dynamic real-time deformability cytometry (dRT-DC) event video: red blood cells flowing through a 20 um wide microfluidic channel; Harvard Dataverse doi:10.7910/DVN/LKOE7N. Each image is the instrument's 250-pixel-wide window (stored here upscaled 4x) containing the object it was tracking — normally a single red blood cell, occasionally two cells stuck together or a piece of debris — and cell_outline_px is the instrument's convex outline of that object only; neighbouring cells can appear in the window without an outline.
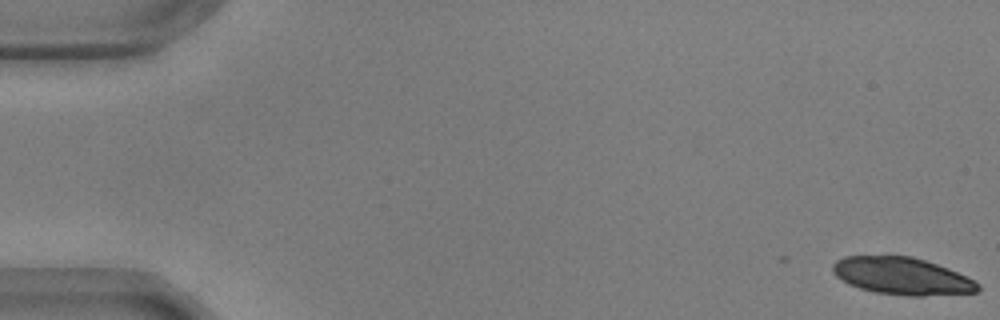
{"species": "common noctule bat (a hibernating species)", "species_latin": "Nyctalus noctula", "temperature_condition": "warm", "stored_images_in_passage": 45, "segment_of_instrument_passage": [1, 2], "camera_frame_rate_fps": 3000, "um_per_image_px": 0.085, "animal": {"sex": "male", "body_mass_g": 17.9, "forearm_length_mm": 54.2}, "frame": {"image": 1, "passage_image": 1, "time_ms": 0.0, "image_size_px": [1000, 320], "cell_outline_px": [[980, 288], [976, 292], [924, 296], [908, 296], [872, 292], [848, 284], [836, 276], [832, 272], [832, 264], [836, 260], [844, 256], [912, 256], [948, 268], [976, 280], [980, 284]], "centroid_in_image_um": [76.66, 23.47], "position_along_channel_um": 8.3, "area_um2": 31.67}}